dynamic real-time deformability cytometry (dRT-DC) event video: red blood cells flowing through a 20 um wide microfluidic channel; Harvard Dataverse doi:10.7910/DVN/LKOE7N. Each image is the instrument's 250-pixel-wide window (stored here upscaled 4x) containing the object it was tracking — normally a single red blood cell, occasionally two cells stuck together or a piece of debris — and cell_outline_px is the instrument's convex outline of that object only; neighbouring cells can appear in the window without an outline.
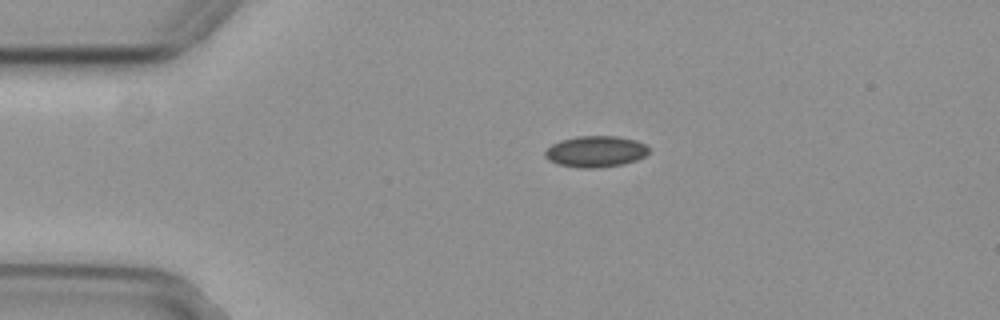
{"species": "common noctule bat (a hibernating species)", "species_latin": "Nyctalus noctula", "temperature_condition": "cold", "stored_images_in_passage": 45, "camera_frame_rate_fps": 3000, "um_per_image_px": 0.085, "animal": {"sex": "female", "body_mass_g": 29.2, "forearm_length_mm": 56.3}, "frame": {"image": 1, "passage_image": 1, "time_ms": 0.0, "image_size_px": [1000, 320], "cell_outline_px": [[648, 152], [644, 156], [636, 160], [624, 164], [596, 168], [580, 168], [560, 164], [548, 160], [544, 156], [544, 152], [552, 144], [560, 140], [576, 136], [616, 136], [636, 140], [644, 144], [648, 148]], "centroid_in_image_um": [50.61, 12.87], "position_along_channel_um": 34.4, "area_um2": 18.84}}
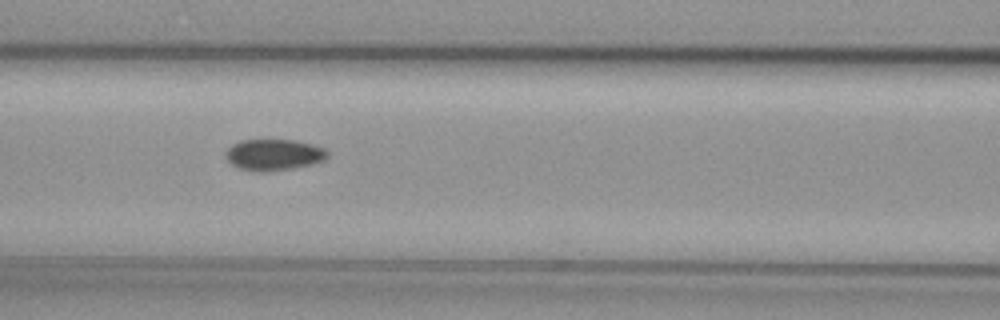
{"frame": {"image": 2, "passage_image": 13, "time_ms": 4.0, "image_size_px": [1000, 320], "cell_outline_px": [[328, 156], [324, 160], [292, 168], [264, 172], [260, 172], [240, 168], [232, 164], [224, 156], [224, 152], [232, 144], [240, 140], [296, 140], [312, 144], [324, 148], [328, 152]], "centroid_in_image_um": [23.24, 13.14], "position_along_channel_um": 143.4, "area_um2": 18.44}}
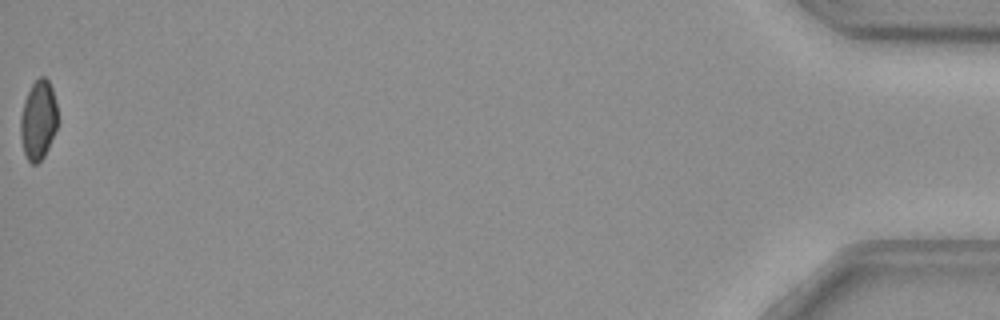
{"frame": {"image": 3, "passage_image": 45, "time_ms": 14.667, "image_size_px": [1000, 320], "cell_outline_px": [[56, 128], [48, 148], [44, 156], [36, 164], [32, 164], [28, 160], [24, 152], [20, 136], [20, 116], [24, 100], [32, 84], [40, 76], [44, 76], [48, 80], [52, 88], [56, 104]], "centroid_in_image_um": [3.23, 10.2], "position_along_channel_um": 432.0, "area_um2": 16.99}, "authors_computed_cell_mechanics": {"area_um2": 18.5538, "velocity_mm_per_s": 3.7138, "shape_relaxation_time_tau1_ms": null, "shape_relaxation_time_tau2_ms": 11.0215, "deformation_change_tau1": null, "deformation_change_tau2": 0.1075}}